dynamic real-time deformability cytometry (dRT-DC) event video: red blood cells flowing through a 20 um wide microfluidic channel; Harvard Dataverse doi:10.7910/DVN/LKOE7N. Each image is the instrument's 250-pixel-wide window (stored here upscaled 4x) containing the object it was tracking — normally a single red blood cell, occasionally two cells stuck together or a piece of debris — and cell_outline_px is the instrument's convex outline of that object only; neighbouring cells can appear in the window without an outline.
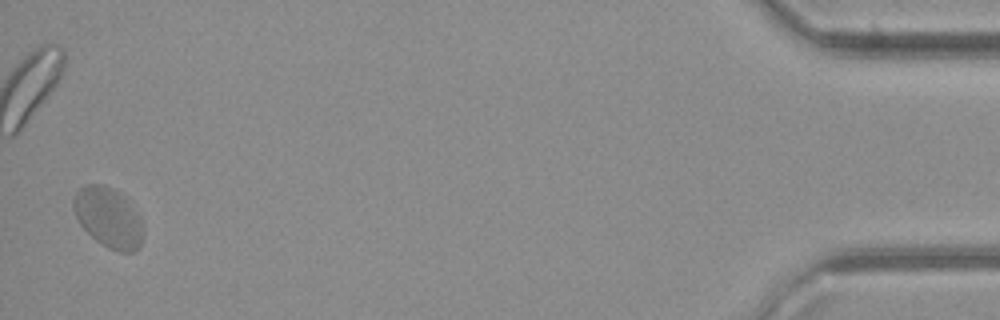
{"species": "common noctule bat (a hibernating species)", "species_latin": "Nyctalus noctula", "temperature_condition": "cold", "stored_images_in_passage": 32, "camera_frame_rate_fps": 3000, "um_per_image_px": 0.085, "animal": {"sex": "female", "body_mass_g": 21.9}, "frame": {"image": 1, "passage_image": 32, "time_ms": 10.333, "image_size_px": [1000, 320], "cell_outline_px": [[144, 232], [140, 248], [132, 252], [120, 252], [108, 248], [96, 240], [80, 224], [72, 208], [72, 200], [76, 192], [84, 184], [104, 184], [120, 192], [124, 196], [136, 212], [144, 224]], "centroid_in_image_um": [9.23, 18.49], "position_along_channel_um": 426.0, "area_um2": 24.62}}